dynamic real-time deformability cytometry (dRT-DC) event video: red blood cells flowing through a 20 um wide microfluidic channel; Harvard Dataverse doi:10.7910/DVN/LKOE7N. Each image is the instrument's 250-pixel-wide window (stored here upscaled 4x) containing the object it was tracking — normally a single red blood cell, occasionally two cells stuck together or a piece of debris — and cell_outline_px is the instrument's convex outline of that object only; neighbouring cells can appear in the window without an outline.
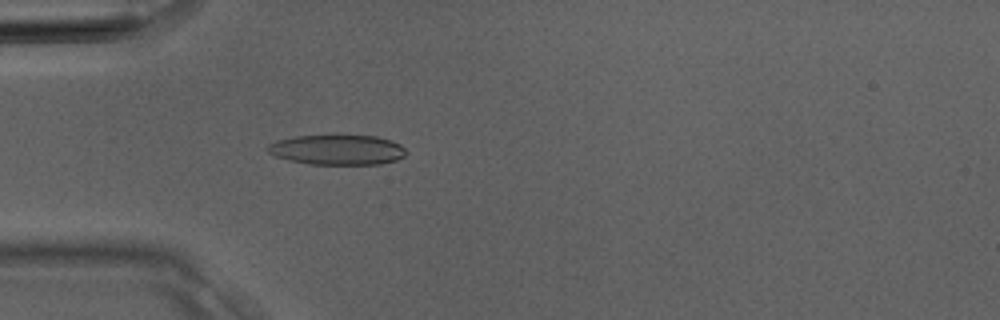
{"species": "Egyptian fruit bat (a non-hibernating species)", "species_latin": "Rousettus aegyptiacus", "temperature_condition": "room temperature", "stored_images_in_passage": 3, "camera_frame_rate_fps": 3000, "um_per_image_px": 0.085, "animal": {"sex": "male"}, "frame": {"image": 1, "passage_image": 3, "time_ms": 0.667, "image_size_px": [1000, 320], "cell_outline_px": [[408, 152], [404, 156], [396, 160], [380, 164], [308, 164], [288, 160], [276, 156], [268, 152], [264, 148], [268, 144], [276, 140], [296, 136], [332, 132], [376, 136], [392, 140], [400, 144]], "centroid_in_image_um": [28.65, 12.68], "position_along_channel_um": 56.3, "area_um2": 25.43}}